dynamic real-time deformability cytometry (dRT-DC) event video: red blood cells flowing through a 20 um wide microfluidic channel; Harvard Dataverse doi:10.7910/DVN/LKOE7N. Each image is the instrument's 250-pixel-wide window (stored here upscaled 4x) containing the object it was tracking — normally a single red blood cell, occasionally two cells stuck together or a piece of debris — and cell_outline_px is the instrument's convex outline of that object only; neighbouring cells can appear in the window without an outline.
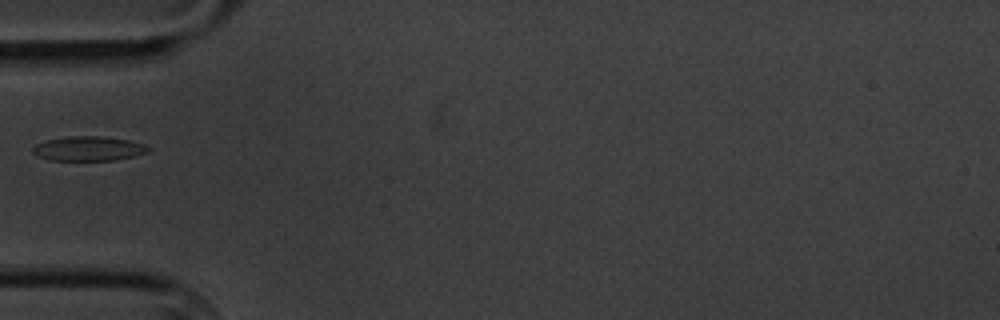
{"species": "common noctule bat (a hibernating species)", "species_latin": "Nyctalus noctula", "temperature_condition": "cold", "stored_images_in_passage": 8, "camera_frame_rate_fps": 3000, "um_per_image_px": 0.085, "animal": {"sex": "male", "body_mass_g": 20.1, "forearm_length_mm": 53.5}, "frame": {"image": 1, "passage_image": 1, "time_ms": 0.0, "image_size_px": [1000, 320], "cell_outline_px": [[152, 148], [148, 152], [136, 156], [116, 160], [48, 160], [36, 156], [32, 152], [32, 148], [36, 144], [44, 140], [68, 136], [100, 136], [128, 140], [144, 144]], "centroid_in_image_um": [7.51, 12.63], "position_along_channel_um": 77.5, "area_um2": 16.7}}
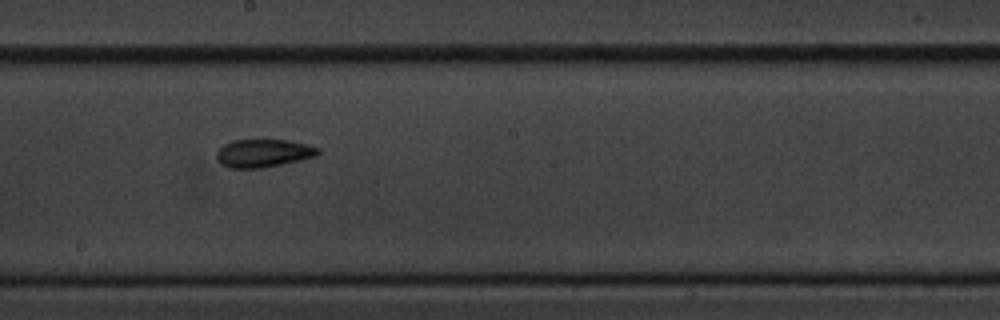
{"frame": {"image": 2, "passage_image": 5, "time_ms": 4.333, "image_size_px": [1000, 320], "cell_outline_px": [[320, 152], [316, 156], [300, 160], [260, 168], [228, 168], [220, 164], [216, 160], [216, 152], [224, 144], [232, 140], [288, 140], [308, 144], [320, 148]], "centroid_in_image_um": [22.36, 13.02], "position_along_channel_um": 225.8, "area_um2": 16.65}}
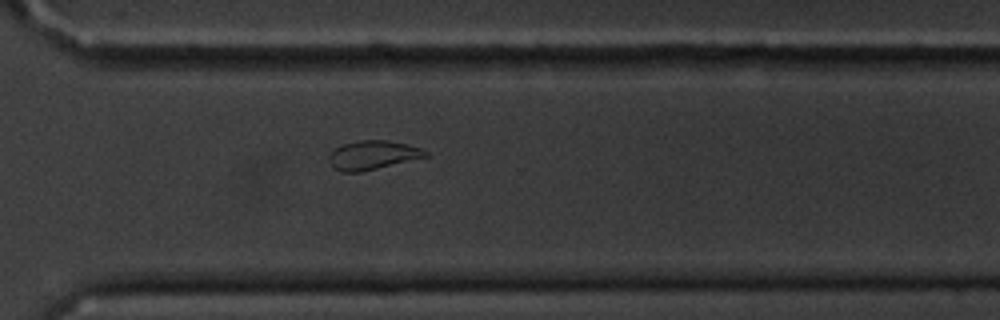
{"frame": {"image": 3, "passage_image": 8, "time_ms": 7.667, "image_size_px": [1000, 320], "cell_outline_px": [[428, 156], [360, 172], [340, 172], [332, 164], [328, 156], [336, 148], [344, 144], [360, 140], [388, 140], [408, 144], [420, 148], [428, 152]], "centroid_in_image_um": [31.7, 13.17], "position_along_channel_um": 338.9, "area_um2": 15.95}}